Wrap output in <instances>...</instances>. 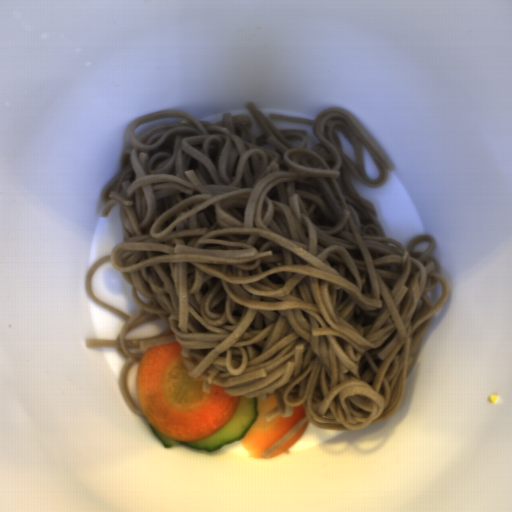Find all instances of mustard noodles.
I'll return each mask as SVG.
<instances>
[{"label": "mustard noodles", "mask_w": 512, "mask_h": 512, "mask_svg": "<svg viewBox=\"0 0 512 512\" xmlns=\"http://www.w3.org/2000/svg\"><path fill=\"white\" fill-rule=\"evenodd\" d=\"M263 133L252 142L246 114L221 120L159 109L123 129L120 172L100 187L95 214L118 204L122 241L91 264L85 291L124 319L115 339H87L125 358L118 389L129 409L133 363L149 347L178 342L189 377L237 397L277 406L265 414L305 419L264 450L272 453L308 422L356 431L399 408L410 363L449 281L432 259L433 236L407 243L386 236L372 202L353 178L376 187L395 170L354 115L325 107L315 119L270 113L311 125L278 128L254 103L244 105ZM165 116L179 123L135 134ZM338 130L354 151L347 156ZM379 176H367L362 149ZM428 246L422 252L415 247ZM110 264L139 303L131 318L94 294L91 279ZM437 282L443 298L427 294ZM164 320L162 335L126 337L140 323Z\"/></svg>", "instance_id": "1"}]
</instances>
